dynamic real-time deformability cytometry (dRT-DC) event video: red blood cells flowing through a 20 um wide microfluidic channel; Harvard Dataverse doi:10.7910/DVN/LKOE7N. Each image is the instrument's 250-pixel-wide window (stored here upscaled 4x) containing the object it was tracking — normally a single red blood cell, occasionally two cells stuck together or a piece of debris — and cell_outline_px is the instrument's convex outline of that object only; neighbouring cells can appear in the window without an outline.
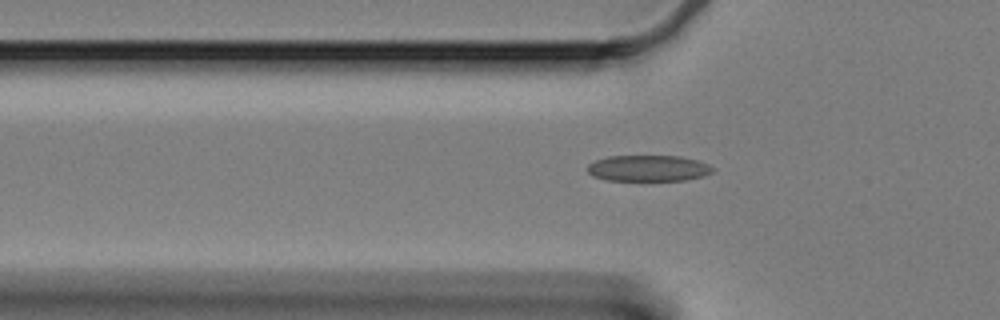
{"species": "Egyptian fruit bat (a non-hibernating species)", "species_latin": "Rousettus aegyptiacus", "temperature_condition": "cold", "stored_images_in_passage": 46, "camera_frame_rate_fps": 3000, "um_per_image_px": 0.085, "animal": {"sex": "female"}, "frame": {"image": 1, "passage_image": 5, "time_ms": 1.333, "image_size_px": [1000, 320], "cell_outline_px": [[716, 168], [712, 172], [704, 176], [684, 180], [608, 180], [592, 176], [588, 172], [588, 164], [596, 160], [608, 156], [680, 156], [696, 160], [708, 164]], "centroid_in_image_um": [55.12, 14.3], "position_along_channel_um": 70.7, "area_um2": 19.02}}
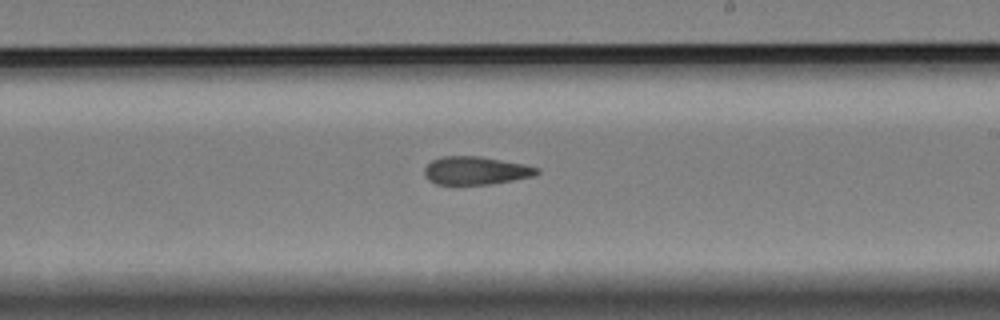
{"frame": {"image": 2, "passage_image": 21, "time_ms": 6.667, "image_size_px": [1000, 320], "cell_outline_px": [[540, 172], [536, 176], [492, 184], [436, 184], [428, 180], [424, 176], [424, 168], [432, 160], [440, 156], [480, 156], [524, 164], [540, 168]], "centroid_in_image_um": [40.45, 14.5], "position_along_channel_um": 248.5, "area_um2": 18.61}}
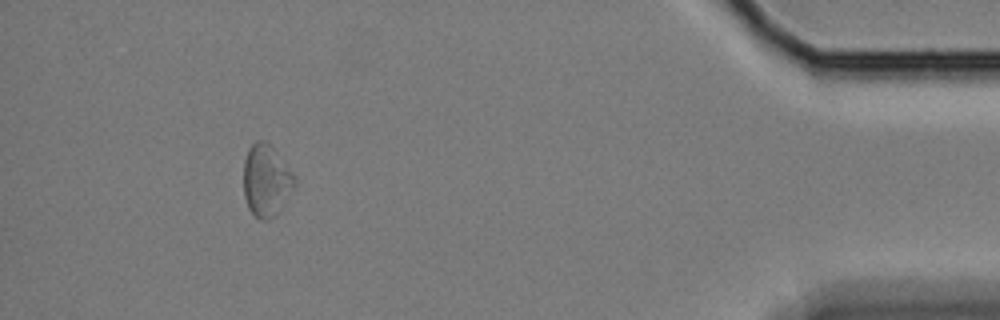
{"frame": {"image": 3, "passage_image": 41, "time_ms": 13.333, "image_size_px": [1000, 320], "cell_outline_px": [[296, 188], [284, 204], [268, 220], [260, 220], [248, 208], [244, 196], [244, 160], [248, 148], [256, 140], [264, 140], [280, 156], [296, 176]], "centroid_in_image_um": [22.65, 15.34], "position_along_channel_um": 412.6, "area_um2": 21.44}, "authors_computed_cell_mechanics": {"area_um2": 19.3052, "velocity_mm_per_s": 3.3205, "shape_relaxation_time_tau1_ms": null, "shape_relaxation_time_tau2_ms": 4.0916, "deformation_change_tau1": null, "deformation_change_tau2": 0.1106}}